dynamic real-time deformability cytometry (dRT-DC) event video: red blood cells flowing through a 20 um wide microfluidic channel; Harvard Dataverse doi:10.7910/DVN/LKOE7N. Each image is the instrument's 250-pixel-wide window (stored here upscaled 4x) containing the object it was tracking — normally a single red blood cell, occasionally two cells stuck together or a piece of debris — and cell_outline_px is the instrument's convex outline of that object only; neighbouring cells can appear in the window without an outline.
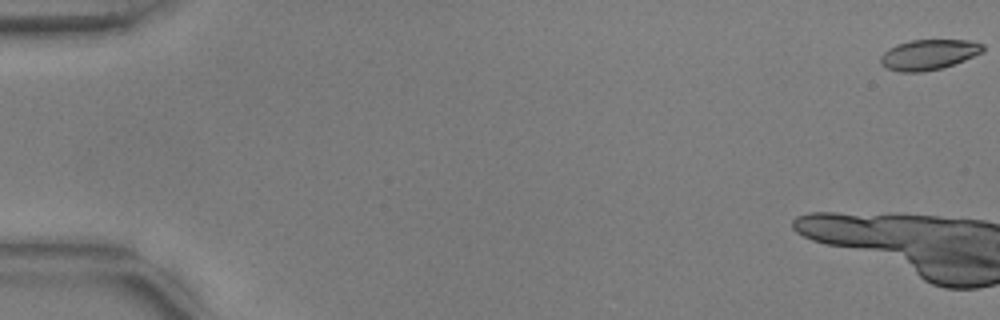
{"species": "common noctule bat (a hibernating species)", "species_latin": "Nyctalus noctula", "temperature_condition": "warm", "stored_images_in_passage": 16, "camera_frame_rate_fps": 3000, "um_per_image_px": 0.085, "animal": {"sex": "male", "body_mass_g": 17.9, "forearm_length_mm": 54.2}, "frame": {"image": 1, "passage_image": 1, "time_ms": 0.0, "image_size_px": [1000, 320], "cell_outline_px": [[984, 52], [964, 60], [940, 68], [924, 72], [900, 72], [884, 68], [880, 64], [880, 56], [888, 48], [896, 44], [912, 40], [968, 40], [984, 44]], "centroid_in_image_um": [78.9, 4.64], "position_along_channel_um": 6.1, "area_um2": 18.21}}